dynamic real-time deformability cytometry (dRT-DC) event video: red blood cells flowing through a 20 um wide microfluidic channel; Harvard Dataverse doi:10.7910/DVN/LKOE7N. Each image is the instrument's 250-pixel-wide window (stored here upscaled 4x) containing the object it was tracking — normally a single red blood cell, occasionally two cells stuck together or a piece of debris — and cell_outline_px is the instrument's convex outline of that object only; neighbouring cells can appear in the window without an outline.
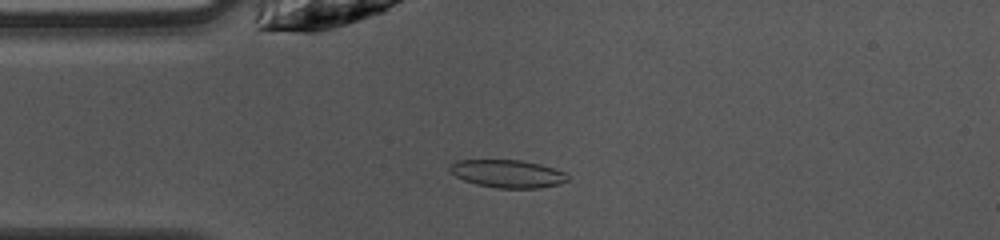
{"species": "common noctule bat (a hibernating species)", "species_latin": "Nyctalus noctula", "temperature_condition": "warm", "stored_images_in_passage": 47, "camera_frame_rate_fps": 3000, "um_per_image_px": 0.085, "animal": {"sex": "female", "body_mass_g": 10.0, "forearm_length_mm": 53.1}, "frame": {"image": 1, "passage_image": 10, "time_ms": 3.0, "image_size_px": [1000, 240], "cell_outline_px": [[568, 180], [560, 184], [540, 188], [496, 188], [476, 184], [464, 180], [456, 176], [448, 168], [456, 160], [520, 160], [540, 164], [564, 172], [568, 176]], "centroid_in_image_um": [43.15, 14.77], "position_along_channel_um": 41.8, "area_um2": 19.02}}
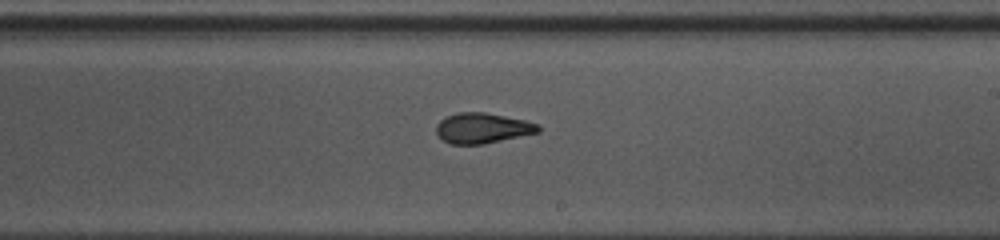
{"frame": {"image": 2, "passage_image": 26, "time_ms": 8.333, "image_size_px": [1000, 240], "cell_outline_px": [[540, 132], [484, 144], [452, 144], [444, 140], [436, 132], [436, 124], [440, 120], [448, 116], [460, 112], [484, 112], [524, 120], [540, 124]], "centroid_in_image_um": [41.03, 10.89], "position_along_channel_um": 248.0, "area_um2": 17.92}}
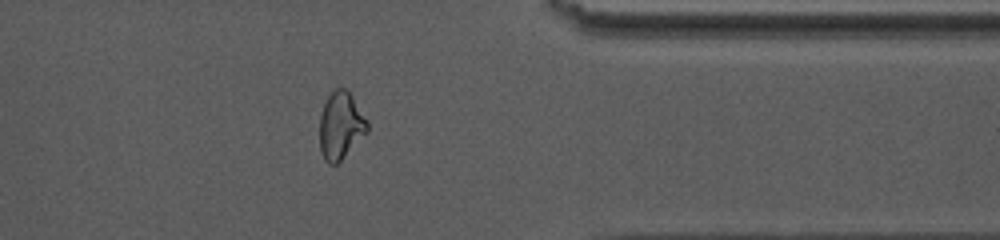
{"frame": {"image": 3, "passage_image": 37, "time_ms": 12.0, "image_size_px": [1000, 240], "cell_outline_px": [[368, 132], [336, 164], [328, 164], [324, 160], [320, 152], [320, 116], [324, 104], [328, 96], [336, 88], [344, 88], [352, 96], [368, 124]], "centroid_in_image_um": [28.94, 10.7], "position_along_channel_um": 382.5, "area_um2": 18.38}, "authors_computed_cell_mechanics": {"area_um2": 18.5538, "velocity_mm_per_s": 4.0661, "shape_relaxation_time_tau1_ms": 9.3192, "shape_relaxation_time_tau2_ms": 1.6979, "deformation_change_tau1": 0.2356, "deformation_change_tau2": 0.0855}}